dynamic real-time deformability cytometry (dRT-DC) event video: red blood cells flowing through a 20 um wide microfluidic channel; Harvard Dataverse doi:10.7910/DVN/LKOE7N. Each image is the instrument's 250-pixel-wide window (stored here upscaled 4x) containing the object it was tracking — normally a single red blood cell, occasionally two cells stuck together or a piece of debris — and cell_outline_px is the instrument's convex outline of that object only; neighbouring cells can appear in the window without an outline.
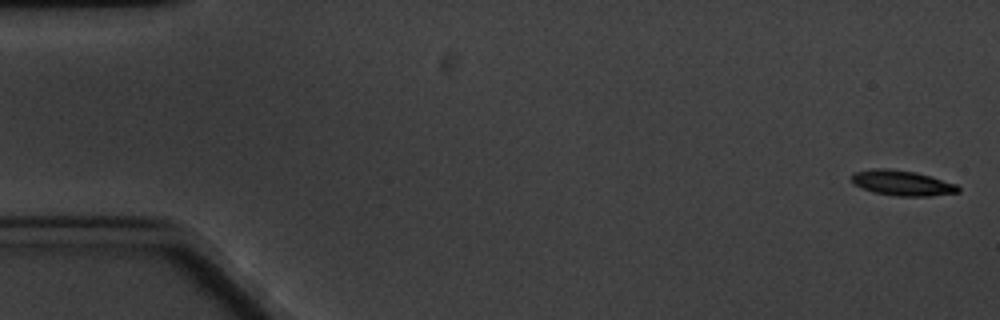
{"species": "common noctule bat (a hibernating species)", "species_latin": "Nyctalus noctula", "temperature_condition": "cold", "stored_images_in_passage": 8, "camera_frame_rate_fps": 3000, "um_per_image_px": 0.085, "animal": {"sex": "male", "body_mass_g": 20.1, "forearm_length_mm": 53.5}, "frame": {"image": 1, "passage_image": 1, "time_ms": 0.0, "image_size_px": [1000, 320], "cell_outline_px": [[960, 192], [928, 196], [896, 196], [876, 192], [864, 188], [856, 184], [848, 176], [852, 172], [872, 168], [888, 168], [916, 172], [956, 184], [960, 188]], "centroid_in_image_um": [76.66, 15.53], "position_along_channel_um": 8.3, "area_um2": 15.61}}
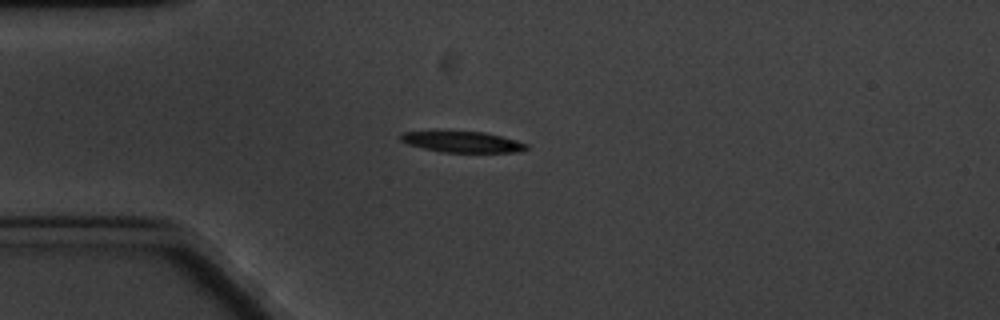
{"frame": {"image": 2, "passage_image": 5, "time_ms": 4.667, "image_size_px": [1000, 320], "cell_outline_px": [[528, 148], [520, 152], [440, 152], [408, 144], [400, 140], [400, 132], [484, 132], [516, 140], [528, 144]], "centroid_in_image_um": [39.33, 12.07], "position_along_channel_um": 45.7, "area_um2": 15.09}}